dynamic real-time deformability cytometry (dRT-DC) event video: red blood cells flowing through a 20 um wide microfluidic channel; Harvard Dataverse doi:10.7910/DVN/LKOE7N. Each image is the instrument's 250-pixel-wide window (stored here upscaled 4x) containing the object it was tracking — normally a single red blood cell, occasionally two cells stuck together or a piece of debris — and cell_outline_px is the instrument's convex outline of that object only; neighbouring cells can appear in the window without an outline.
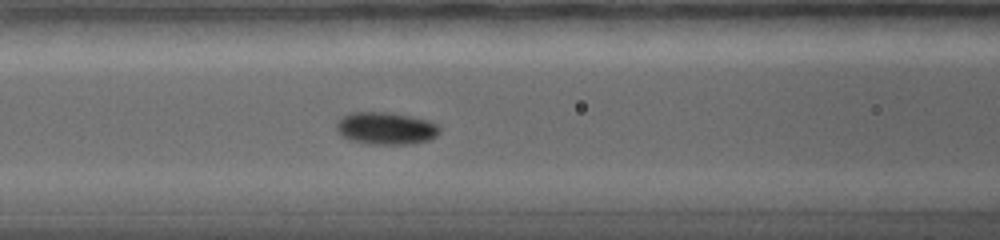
{"species": "common noctule bat (a hibernating species)", "species_latin": "Nyctalus noctula", "temperature_condition": "warm", "stored_images_in_passage": 14, "camera_frame_rate_fps": 5000, "um_per_image_px": 0.085, "animal": {"sex": "female", "body_mass_g": 19.0, "forearm_length_mm": 56.7}, "frame": {"image": 1, "passage_image": 7, "time_ms": 5.0, "image_size_px": [1000, 240], "cell_outline_px": [[440, 132], [436, 136], [428, 140], [412, 144], [368, 144], [352, 140], [340, 136], [336, 128], [336, 120], [340, 116], [348, 112], [392, 112], [428, 120], [436, 124], [440, 128]], "centroid_in_image_um": [32.76, 10.89], "position_along_channel_um": 133.8, "area_um2": 19.77}}
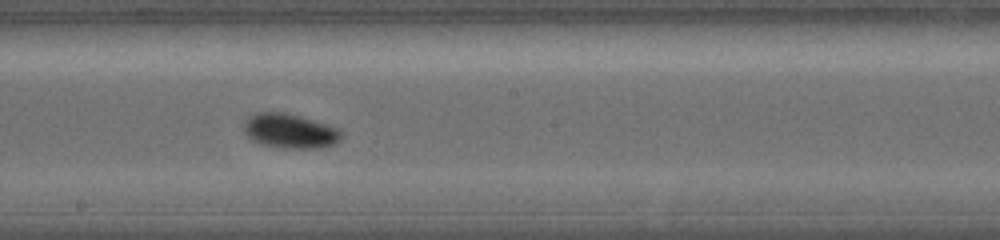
{"frame": {"image": 2, "passage_image": 10, "time_ms": 7.6, "image_size_px": [1000, 240], "cell_outline_px": [[344, 136], [336, 144], [320, 148], [276, 148], [260, 144], [252, 140], [244, 132], [244, 124], [248, 116], [256, 112], [288, 112], [340, 128], [344, 132]], "centroid_in_image_um": [24.68, 11.14], "position_along_channel_um": 223.5, "area_um2": 20.17}}
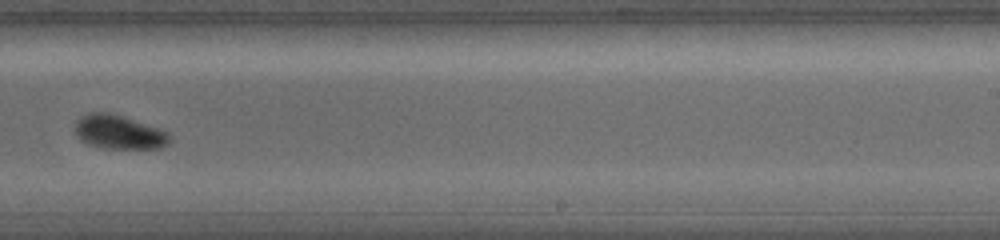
{"frame": {"image": 3, "passage_image": 12, "time_ms": 9.2, "image_size_px": [1000, 240], "cell_outline_px": [[172, 140], [168, 144], [160, 148], [104, 148], [88, 144], [80, 140], [76, 136], [76, 120], [80, 116], [88, 112], [112, 112], [124, 116], [168, 132]], "centroid_in_image_um": [10.09, 11.22], "position_along_channel_um": 278.9, "area_um2": 18.84}}